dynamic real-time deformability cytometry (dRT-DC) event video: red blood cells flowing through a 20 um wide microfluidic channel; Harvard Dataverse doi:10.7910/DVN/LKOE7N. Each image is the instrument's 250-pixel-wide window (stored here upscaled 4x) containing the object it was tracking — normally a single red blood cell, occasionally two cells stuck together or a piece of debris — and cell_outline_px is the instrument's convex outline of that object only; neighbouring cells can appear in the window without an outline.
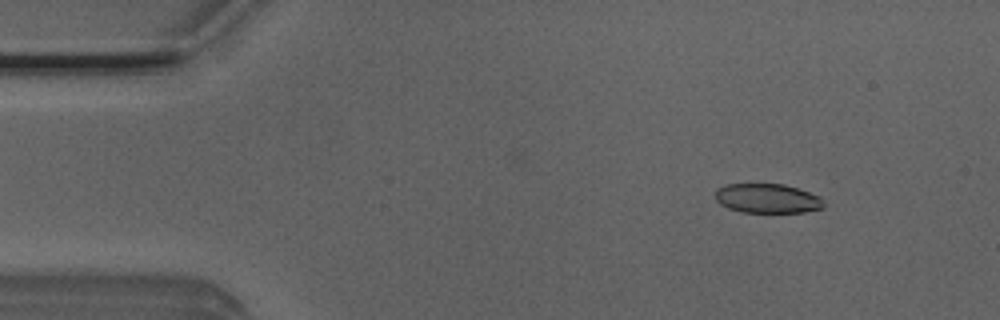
{"species": "Egyptian fruit bat (a non-hibernating species)", "species_latin": "Rousettus aegyptiacus", "temperature_condition": "room temperature", "stored_images_in_passage": 52, "camera_frame_rate_fps": 3000, "um_per_image_px": 0.085, "animal": {"sex": "male"}, "frame": {"image": 1, "passage_image": 6, "time_ms": 1.667, "image_size_px": [1000, 320], "cell_outline_px": [[824, 208], [804, 212], [740, 212], [728, 208], [720, 204], [716, 200], [716, 188], [724, 184], [784, 184], [820, 196], [824, 200]], "centroid_in_image_um": [65.22, 16.86], "position_along_channel_um": 19.8, "area_um2": 18.67}}
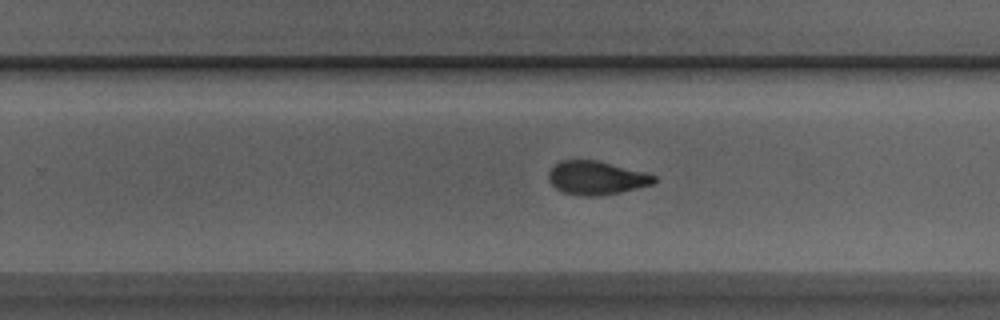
{"frame": {"image": 2, "passage_image": 32, "time_ms": 10.333, "image_size_px": [1000, 320], "cell_outline_px": [[656, 180], [652, 184], [620, 192], [600, 196], [580, 196], [564, 192], [556, 188], [548, 180], [548, 172], [560, 160], [596, 160], [644, 172], [656, 176]], "centroid_in_image_um": [50.66, 15.12], "position_along_channel_um": 279.1, "area_um2": 20.46}}
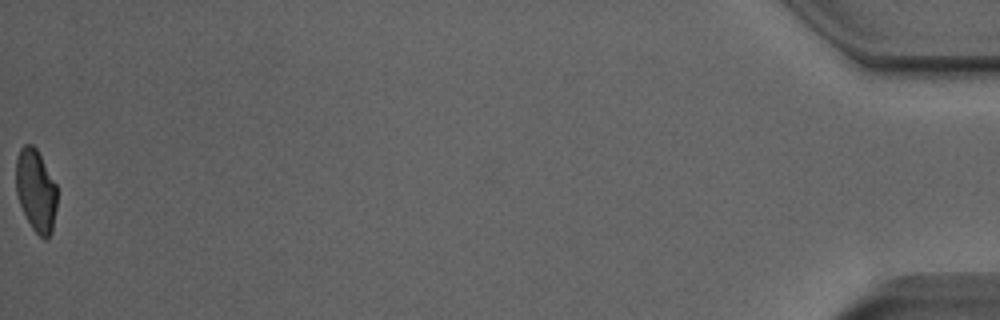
{"frame": {"image": 3, "passage_image": 52, "time_ms": 17.0, "image_size_px": [1000, 320], "cell_outline_px": [[56, 208], [52, 232], [48, 240], [44, 240], [32, 228], [20, 204], [16, 192], [16, 160], [20, 148], [24, 144], [32, 144], [36, 148], [56, 184]], "centroid_in_image_um": [3.05, 16.2], "position_along_channel_um": 432.1, "area_um2": 19.65}, "authors_computed_cell_mechanics": {"area_um2": 20.7502, "velocity_mm_per_s": 3.925, "shape_relaxation_time_tau1_ms": 6.9646, "shape_relaxation_time_tau2_ms": 1.5061, "deformation_change_tau1": 0.1863, "deformation_change_tau2": 0.0689}}